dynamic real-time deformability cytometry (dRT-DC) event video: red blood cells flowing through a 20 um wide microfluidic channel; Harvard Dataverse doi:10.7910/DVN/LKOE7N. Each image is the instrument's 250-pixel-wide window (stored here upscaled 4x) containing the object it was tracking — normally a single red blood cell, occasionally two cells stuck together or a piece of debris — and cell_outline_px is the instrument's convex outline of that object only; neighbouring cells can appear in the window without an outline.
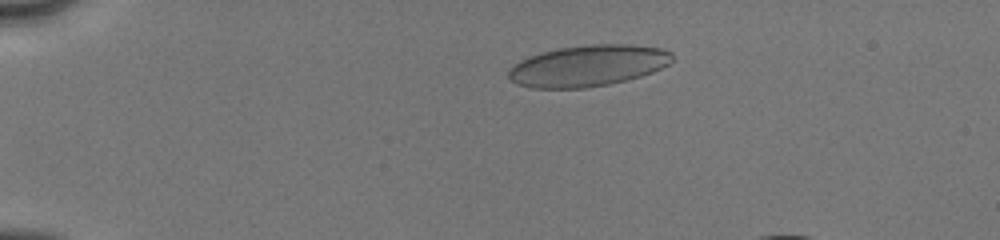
{"species": "human", "species_latin": "Homo sapiens", "temperature_condition": "cold", "stored_images_in_passage": 48, "camera_frame_rate_fps": 3000, "um_per_image_px": 0.085, "donor": {"sex": "male"}, "frame": {"image": 1, "passage_image": 12, "time_ms": 2.0, "image_size_px": [1000, 240], "cell_outline_px": [[672, 60], [668, 64], [652, 72], [640, 76], [608, 84], [584, 88], [532, 88], [516, 84], [508, 76], [508, 72], [520, 60], [528, 56], [560, 48], [588, 44], [628, 44], [660, 48], [672, 52]], "centroid_in_image_um": [49.98, 5.58], "position_along_channel_um": 35.0, "area_um2": 39.02}}
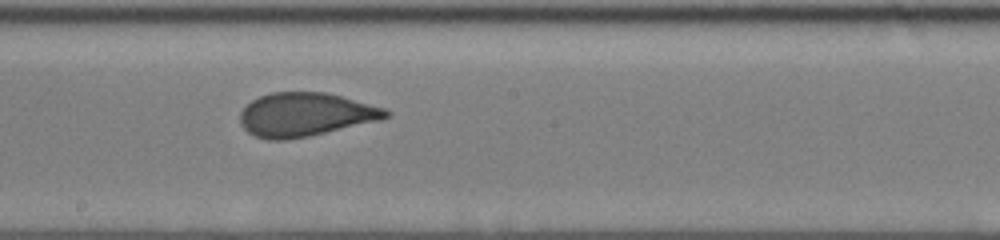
{"frame": {"image": 2, "passage_image": 33, "time_ms": 8.333, "image_size_px": [1000, 240], "cell_outline_px": [[392, 112], [388, 116], [380, 120], [308, 136], [284, 140], [268, 140], [256, 136], [248, 132], [240, 124], [240, 112], [252, 100], [260, 96], [272, 92], [324, 92], [340, 96], [384, 108]], "centroid_in_image_um": [25.93, 9.74], "position_along_channel_um": 222.3, "area_um2": 36.7}}
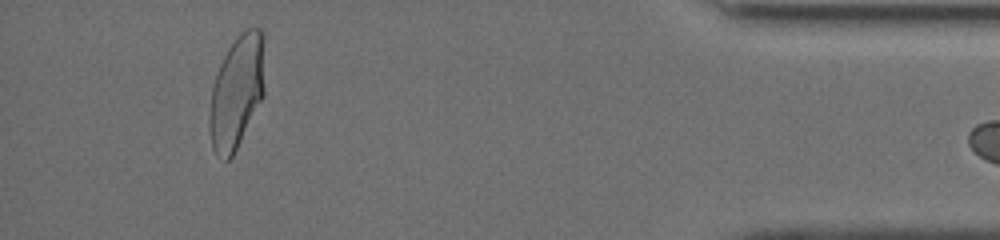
{"frame": {"image": 3, "passage_image": 47, "time_ms": 14.333, "image_size_px": [1000, 240], "cell_outline_px": [[264, 96], [232, 156], [228, 160], [224, 160], [216, 156], [212, 148], [208, 124], [208, 112], [212, 88], [216, 72], [228, 48], [240, 32], [248, 28], [260, 28], [264, 32]], "centroid_in_image_um": [20.12, 7.8], "position_along_channel_um": 415.1, "area_um2": 36.88}}